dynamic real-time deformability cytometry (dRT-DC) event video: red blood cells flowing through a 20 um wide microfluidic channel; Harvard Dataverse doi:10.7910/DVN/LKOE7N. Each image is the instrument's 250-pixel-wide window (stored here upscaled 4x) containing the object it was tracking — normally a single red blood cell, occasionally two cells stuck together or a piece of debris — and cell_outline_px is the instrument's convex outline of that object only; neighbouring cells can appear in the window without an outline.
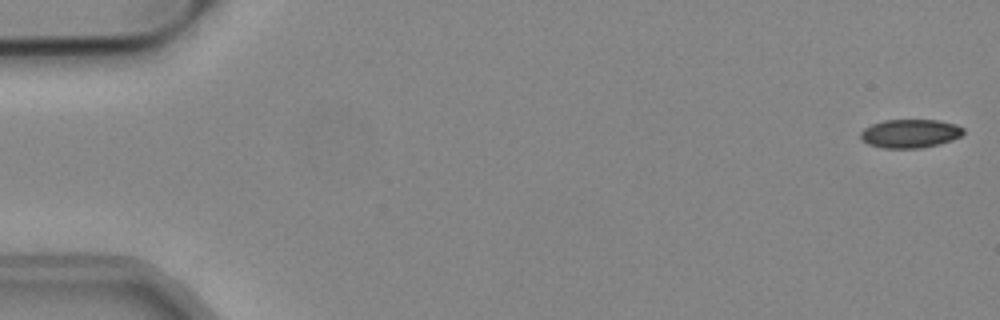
{"species": "common noctule bat (a hibernating species)", "species_latin": "Nyctalus noctula", "temperature_condition": "cold", "stored_images_in_passage": 53, "camera_frame_rate_fps": 3000, "um_per_image_px": 0.085, "animal": {"sex": "male", "body_mass_g": 19.2, "forearm_length_mm": 51.8}, "frame": {"image": 1, "passage_image": 1, "time_ms": 0.0, "image_size_px": [1000, 320], "cell_outline_px": [[964, 132], [960, 136], [952, 140], [940, 144], [920, 148], [884, 148], [868, 144], [860, 140], [860, 132], [864, 128], [872, 124], [884, 120], [940, 120], [956, 124], [964, 128]], "centroid_in_image_um": [77.35, 11.35], "position_along_channel_um": 7.6, "area_um2": 17.28}}
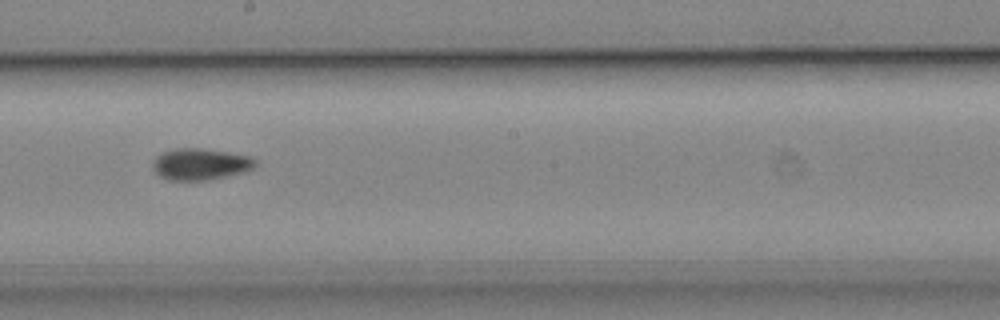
{"frame": {"image": 2, "passage_image": 30, "time_ms": 9.667, "image_size_px": [1000, 320], "cell_outline_px": [[256, 164], [252, 168], [244, 172], [204, 180], [168, 180], [160, 176], [152, 168], [152, 164], [156, 156], [164, 152], [176, 148], [200, 148], [228, 152], [252, 156], [256, 160]], "centroid_in_image_um": [17.02, 13.94], "position_along_channel_um": 231.2, "area_um2": 18.73}}
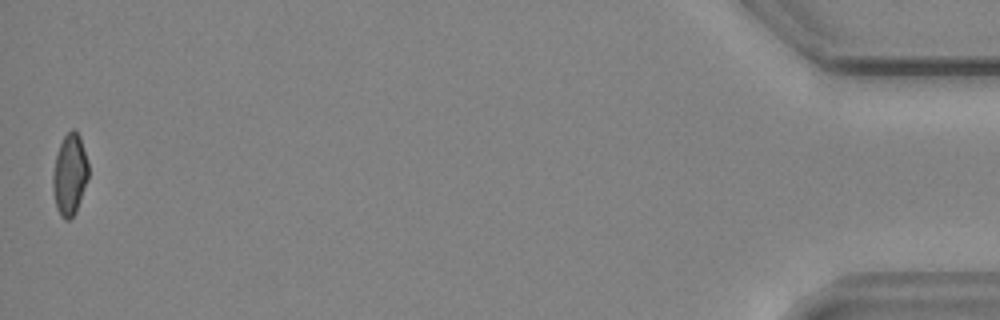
{"frame": {"image": 3, "passage_image": 53, "time_ms": 17.333, "image_size_px": [1000, 320], "cell_outline_px": [[88, 176], [76, 212], [68, 220], [64, 220], [60, 216], [56, 208], [52, 188], [52, 172], [56, 156], [60, 144], [64, 136], [72, 128], [80, 136], [88, 164]], "centroid_in_image_um": [5.9, 14.86], "position_along_channel_um": 429.3, "area_um2": 16.76}, "authors_computed_cell_mechanics": {"area_um2": 18.0336, "velocity_mm_per_s": 3.8463, "shape_relaxation_time_tau1_ms": 10.8679, "shape_relaxation_time_tau2_ms": 5.8874, "deformation_change_tau1": 0.1485, "deformation_change_tau2": 0.105}}